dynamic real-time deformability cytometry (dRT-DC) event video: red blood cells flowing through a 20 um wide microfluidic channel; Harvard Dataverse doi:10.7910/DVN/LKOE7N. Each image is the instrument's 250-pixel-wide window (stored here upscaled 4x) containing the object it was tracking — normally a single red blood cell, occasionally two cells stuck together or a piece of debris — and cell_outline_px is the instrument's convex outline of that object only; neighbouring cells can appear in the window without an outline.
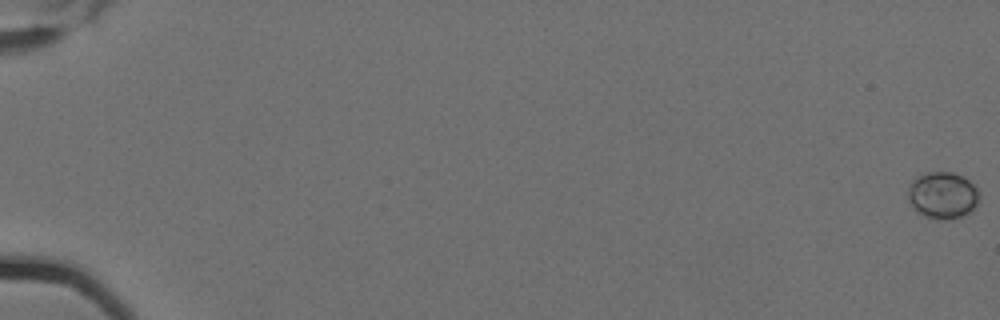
{"species": "Egyptian fruit bat (a non-hibernating species)", "species_latin": "Rousettus aegyptiacus", "temperature_condition": "cold", "stored_images_in_passage": 15, "camera_frame_rate_fps": 3000, "um_per_image_px": 0.085, "animal": {"sex": "female"}, "frame": {"image": 1, "passage_image": 1, "time_ms": 0.0, "image_size_px": [1000, 320], "cell_outline_px": [[980, 196], [976, 204], [968, 212], [960, 216], [924, 216], [908, 200], [908, 184], [916, 176], [924, 172], [952, 172], [968, 180], [976, 188]], "centroid_in_image_um": [80.09, 16.51], "position_along_channel_um": 4.9, "area_um2": 18.61}}
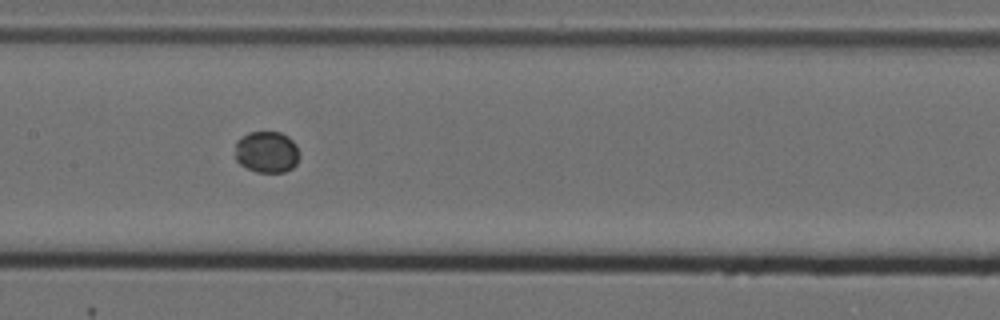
{"frame": {"image": 2, "passage_image": 9, "time_ms": 2.667, "image_size_px": [1000, 320], "cell_outline_px": [[300, 156], [296, 164], [292, 168], [284, 172], [256, 172], [240, 164], [236, 160], [236, 140], [248, 132], [280, 132], [288, 136], [296, 144], [300, 152]], "centroid_in_image_um": [22.69, 12.91], "position_along_channel_um": 184.7, "area_um2": 15.72}}
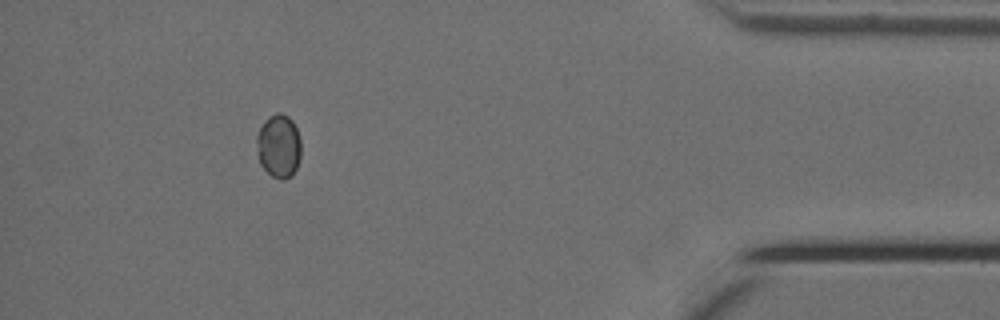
{"frame": {"image": 3, "passage_image": 15, "time_ms": 4.667, "image_size_px": [1000, 320], "cell_outline_px": [[300, 156], [296, 168], [284, 180], [280, 180], [272, 176], [260, 164], [256, 152], [256, 136], [264, 120], [268, 116], [276, 112], [280, 112], [288, 116], [292, 120], [296, 128], [300, 140]], "centroid_in_image_um": [23.66, 12.38], "position_along_channel_um": 411.5, "area_um2": 16.47}}